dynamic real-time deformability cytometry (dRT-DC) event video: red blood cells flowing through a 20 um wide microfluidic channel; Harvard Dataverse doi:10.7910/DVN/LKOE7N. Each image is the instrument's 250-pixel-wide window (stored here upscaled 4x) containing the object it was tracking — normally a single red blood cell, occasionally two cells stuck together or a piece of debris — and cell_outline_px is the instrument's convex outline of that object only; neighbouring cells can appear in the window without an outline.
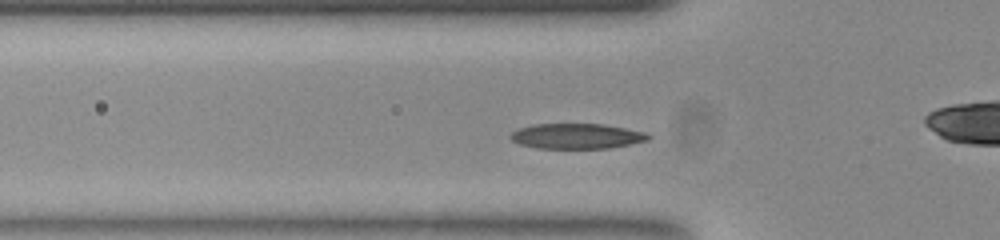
{"species": "common noctule bat (a hibernating species)", "species_latin": "Nyctalus noctula", "temperature_condition": "room temperature", "stored_images_in_passage": 48, "camera_frame_rate_fps": 3000, "um_per_image_px": 0.085, "animal": {"sex": "female", "body_mass_g": 23.0, "forearm_length_mm": 53.4}, "frame": {"image": 1, "passage_image": 12, "time_ms": 3.667, "image_size_px": [1000, 240], "cell_outline_px": [[652, 136], [648, 140], [608, 148], [536, 148], [520, 144], [512, 140], [508, 136], [512, 132], [520, 128], [532, 124], [604, 124], [644, 132]], "centroid_in_image_um": [48.99, 11.57], "position_along_channel_um": 76.8, "area_um2": 20.11}}
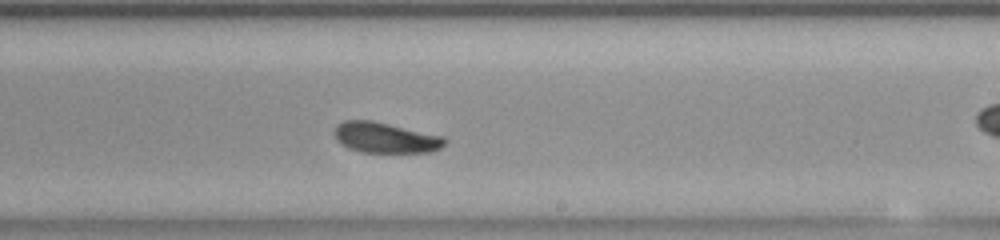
{"frame": {"image": 2, "passage_image": 26, "time_ms": 8.333, "image_size_px": [1000, 240], "cell_outline_px": [[448, 140], [440, 148], [428, 152], [360, 152], [348, 148], [336, 140], [332, 132], [336, 124], [344, 120], [372, 120], [444, 136]], "centroid_in_image_um": [32.71, 11.69], "position_along_channel_um": 256.3, "area_um2": 19.83}}
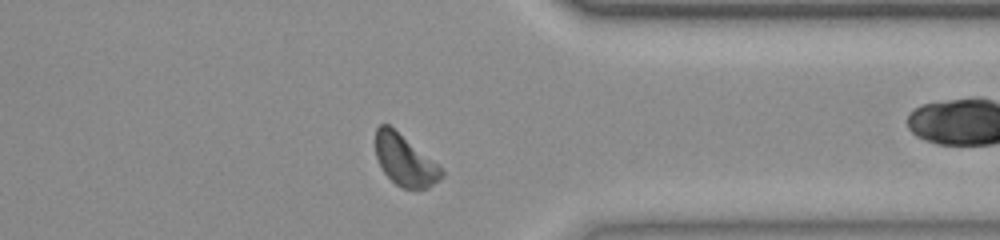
{"frame": {"image": 3, "passage_image": 36, "time_ms": 11.667, "image_size_px": [1000, 240], "cell_outline_px": [[444, 176], [440, 180], [428, 188], [400, 188], [384, 172], [376, 156], [376, 128], [380, 124], [388, 124], [436, 164], [444, 172]], "centroid_in_image_um": [34.4, 13.65], "position_along_channel_um": 377.0, "area_um2": 18.96}, "authors_computed_cell_mechanics": {"area_um2": 19.7387, "velocity_mm_per_s": 3.8514, "shape_relaxation_time_tau1_ms": 1.8211, "shape_relaxation_time_tau2_ms": 8.0088, "deformation_change_tau1": 0.112, "deformation_change_tau2": 0.143}}